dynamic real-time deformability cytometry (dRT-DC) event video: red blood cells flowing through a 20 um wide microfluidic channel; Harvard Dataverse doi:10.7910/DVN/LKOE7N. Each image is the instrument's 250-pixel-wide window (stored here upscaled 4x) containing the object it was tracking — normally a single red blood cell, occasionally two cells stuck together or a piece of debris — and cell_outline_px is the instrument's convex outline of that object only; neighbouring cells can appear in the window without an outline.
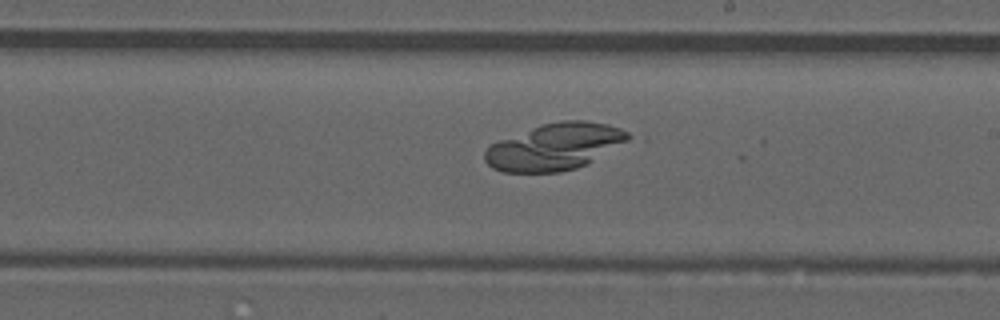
{"species": "common noctule bat (a hibernating species)", "species_latin": "Nyctalus noctula", "temperature_condition": "room temperature", "stored_images_in_passage": 53, "camera_frame_rate_fps": 3000, "um_per_image_px": 0.085, "animal": {"sex": "male", "forearm_length_mm": 52.5}, "frame": {"image": 1, "passage_image": 31, "time_ms": 10.0, "image_size_px": [1000, 320], "cell_outline_px": [[636, 136], [588, 164], [576, 168], [560, 172], [504, 172], [492, 168], [484, 160], [484, 152], [492, 144], [500, 140], [540, 124], [560, 120], [588, 120], [608, 124], [620, 128]], "centroid_in_image_um": [47.2, 12.46], "position_along_channel_um": 241.8, "area_um2": 39.25}}